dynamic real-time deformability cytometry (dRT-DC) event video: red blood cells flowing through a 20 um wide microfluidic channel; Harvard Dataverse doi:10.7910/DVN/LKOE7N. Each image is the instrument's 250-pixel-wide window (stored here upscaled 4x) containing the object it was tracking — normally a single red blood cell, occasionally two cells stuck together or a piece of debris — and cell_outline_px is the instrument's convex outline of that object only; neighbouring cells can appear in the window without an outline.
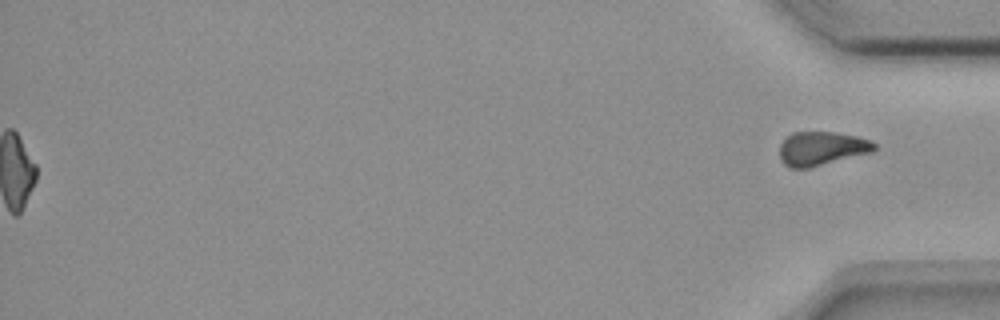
{"species": "common noctule bat (a hibernating species)", "species_latin": "Nyctalus noctula", "temperature_condition": "room temperature", "stored_images_in_passage": 56, "segment_of_instrument_passage": [2, 2], "camera_frame_rate_fps": 3000, "um_per_image_px": 0.085, "animal": {"sex": "female", "body_mass_g": 18.4}, "frame": {"image": 1, "passage_image": 56, "time_ms": 18.333, "image_size_px": [1000, 320], "cell_outline_px": [[876, 148], [872, 152], [808, 168], [788, 168], [780, 160], [780, 144], [792, 132], [832, 132], [856, 136], [872, 140], [876, 144]], "centroid_in_image_um": [69.83, 12.62], "position_along_channel_um": 365.4, "area_um2": 18.67}}